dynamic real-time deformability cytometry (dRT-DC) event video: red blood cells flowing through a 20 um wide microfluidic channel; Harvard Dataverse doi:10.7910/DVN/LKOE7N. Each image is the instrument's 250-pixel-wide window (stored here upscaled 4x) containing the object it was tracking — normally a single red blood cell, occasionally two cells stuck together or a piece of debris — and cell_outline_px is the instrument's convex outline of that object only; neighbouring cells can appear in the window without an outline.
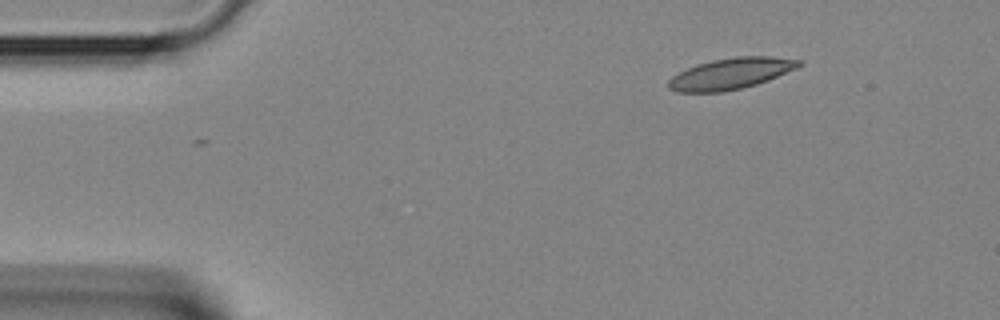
{"species": "Egyptian fruit bat (a non-hibernating species)", "species_latin": "Rousettus aegyptiacus", "temperature_condition": "room temperature", "stored_images_in_passage": 2, "camera_frame_rate_fps": 3000, "um_per_image_px": 0.085, "animal": {"sex": "female"}, "frame": {"image": 1, "passage_image": 2, "time_ms": 0.333, "image_size_px": [1000, 320], "cell_outline_px": [[804, 64], [796, 68], [768, 80], [756, 84], [724, 92], [676, 92], [668, 88], [668, 80], [672, 76], [696, 64], [712, 60], [736, 56], [772, 56], [800, 60]], "centroid_in_image_um": [62.11, 6.25], "position_along_channel_um": 22.9, "area_um2": 23.64}}